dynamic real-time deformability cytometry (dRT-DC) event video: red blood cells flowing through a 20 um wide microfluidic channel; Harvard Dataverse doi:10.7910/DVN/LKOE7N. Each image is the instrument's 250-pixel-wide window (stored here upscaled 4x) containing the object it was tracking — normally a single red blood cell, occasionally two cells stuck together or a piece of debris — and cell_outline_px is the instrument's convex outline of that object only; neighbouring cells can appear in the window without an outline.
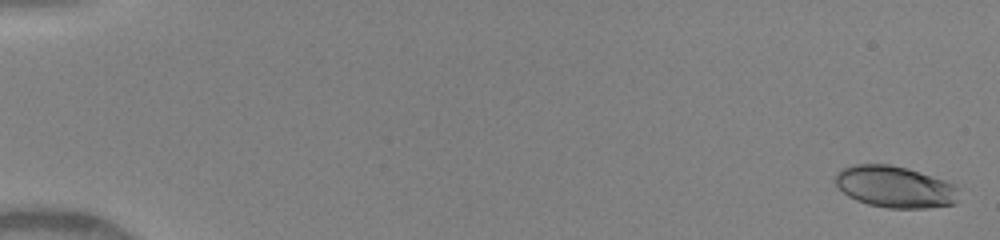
{"species": "human", "species_latin": "Homo sapiens", "temperature_condition": "warm", "stored_images_in_passage": 12, "camera_frame_rate_fps": 3000, "um_per_image_px": 0.085, "donor": {"sex": "female"}, "frame": {"image": 1, "passage_image": 1, "time_ms": 0.0, "image_size_px": [1000, 240], "cell_outline_px": [[960, 188], [956, 204], [928, 208], [888, 208], [868, 204], [856, 200], [848, 196], [836, 184], [836, 172], [840, 168], [852, 164], [888, 164], [908, 168], [956, 184]], "centroid_in_image_um": [76.1, 15.88], "position_along_channel_um": 8.9, "area_um2": 30.29}}
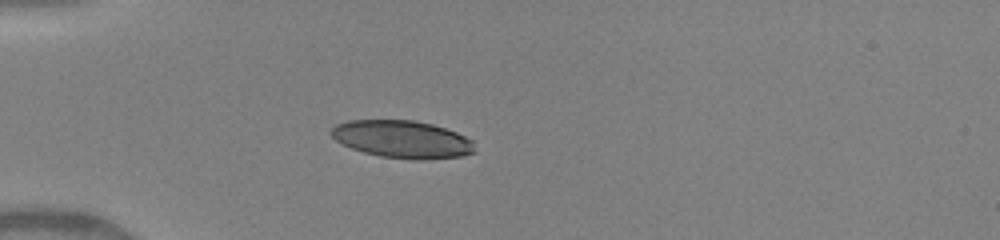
{"frame": {"image": 2, "passage_image": 6, "time_ms": 4.667, "image_size_px": [1000, 240], "cell_outline_px": [[476, 152], [460, 156], [420, 160], [416, 160], [380, 156], [364, 152], [352, 148], [336, 140], [328, 132], [336, 124], [348, 120], [412, 120], [432, 124], [456, 132], [472, 140]], "centroid_in_image_um": [34.18, 11.83], "position_along_channel_um": 50.8, "area_um2": 31.27}}
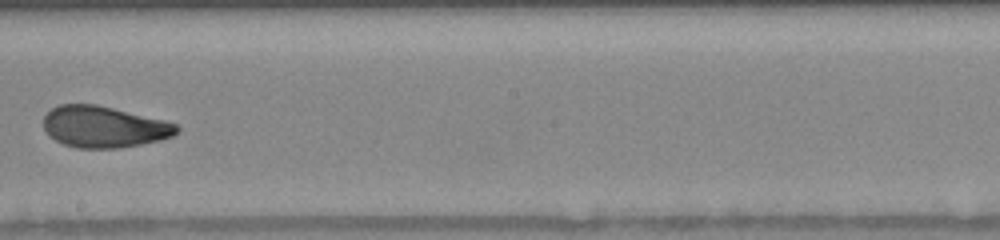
{"frame": {"image": 3, "passage_image": 12, "time_ms": 9.667, "image_size_px": [1000, 240], "cell_outline_px": [[180, 128], [172, 136], [160, 140], [120, 148], [76, 148], [64, 144], [48, 136], [44, 128], [44, 116], [52, 108], [60, 104], [96, 104], [168, 120], [176, 124]], "centroid_in_image_um": [8.84, 10.77], "position_along_channel_um": 239.4, "area_um2": 32.31}}